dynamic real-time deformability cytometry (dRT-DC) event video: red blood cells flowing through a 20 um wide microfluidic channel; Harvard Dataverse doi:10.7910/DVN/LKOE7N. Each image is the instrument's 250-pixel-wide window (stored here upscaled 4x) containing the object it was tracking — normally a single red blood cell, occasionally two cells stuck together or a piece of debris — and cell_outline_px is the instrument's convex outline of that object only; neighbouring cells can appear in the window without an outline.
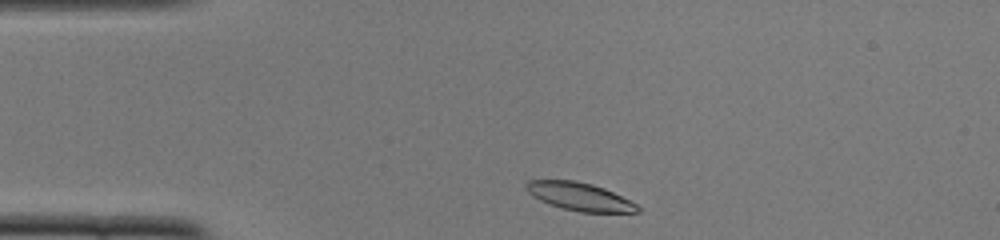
{"species": "common noctule bat (a hibernating species)", "species_latin": "Nyctalus noctula", "temperature_condition": "cold", "stored_images_in_passage": 42, "camera_frame_rate_fps": 3000, "um_per_image_px": 0.085, "animal": {"sex": "female", "body_mass_g": 22.0, "forearm_length_mm": 56.7}, "frame": {"image": 1, "passage_image": 1, "time_ms": 0.0, "image_size_px": [1000, 240], "cell_outline_px": [[640, 212], [580, 212], [548, 204], [532, 196], [528, 192], [524, 184], [528, 180], [576, 180], [592, 184], [604, 188], [636, 204], [640, 208]], "centroid_in_image_um": [49.23, 16.7], "position_along_channel_um": 35.8, "area_um2": 18.03}}
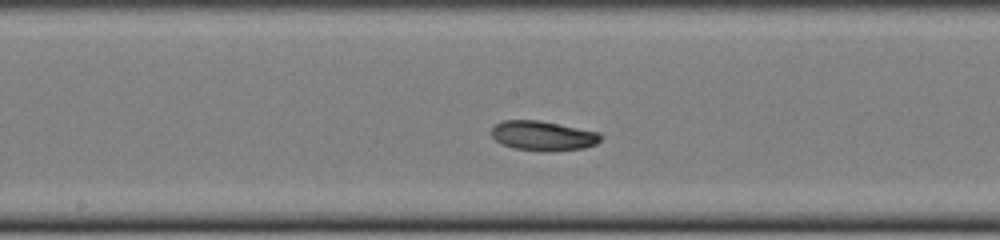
{"frame": {"image": 2, "passage_image": 17, "time_ms": 5.333, "image_size_px": [1000, 240], "cell_outline_px": [[604, 136], [596, 144], [584, 148], [512, 148], [500, 144], [492, 136], [492, 128], [496, 124], [504, 120], [540, 120], [600, 132]], "centroid_in_image_um": [46.16, 11.48], "position_along_channel_um": 202.0, "area_um2": 18.09}}
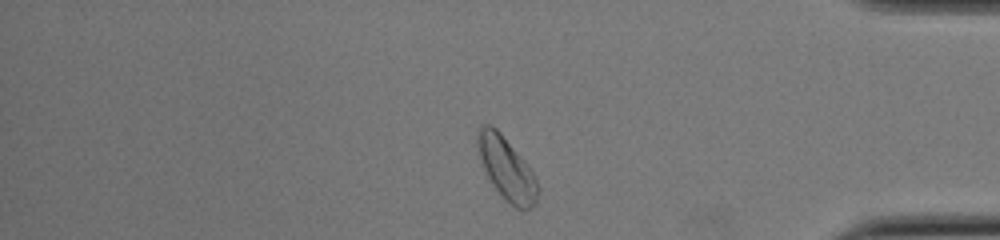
{"frame": {"image": 3, "passage_image": 34, "time_ms": 11.0, "image_size_px": [1000, 240], "cell_outline_px": [[540, 192], [536, 204], [532, 208], [516, 208], [508, 204], [500, 196], [492, 184], [484, 168], [476, 144], [476, 136], [480, 124], [492, 124], [500, 132], [528, 164], [540, 188]], "centroid_in_image_um": [43.07, 14.34], "position_along_channel_um": 392.1, "area_um2": 22.25}, "authors_computed_cell_mechanics": {"area_um2": 18.8139, "velocity_mm_per_s": 3.799, "shape_relaxation_time_tau1_ms": 4.7933, "shape_relaxation_time_tau2_ms": 3.2119, "deformation_change_tau1": 0.1448, "deformation_change_tau2": 0.084}}